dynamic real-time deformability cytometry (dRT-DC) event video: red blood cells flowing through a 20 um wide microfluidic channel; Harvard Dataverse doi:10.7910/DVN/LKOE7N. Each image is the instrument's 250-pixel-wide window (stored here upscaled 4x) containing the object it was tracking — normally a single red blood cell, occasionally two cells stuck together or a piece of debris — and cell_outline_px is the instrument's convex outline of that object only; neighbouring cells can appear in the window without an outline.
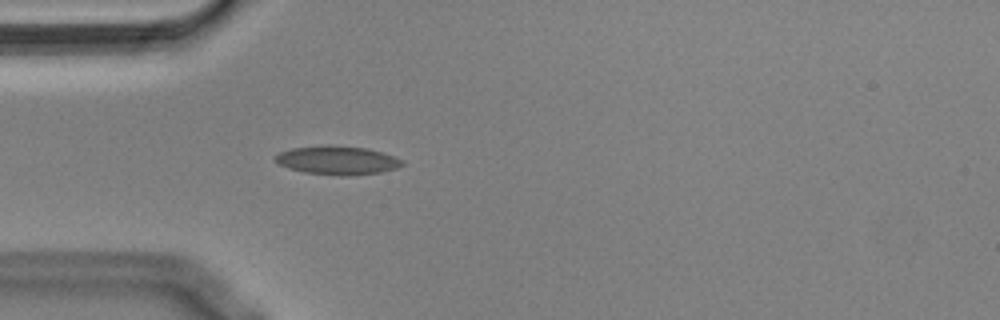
{"species": "Egyptian fruit bat (a non-hibernating species)", "species_latin": "Rousettus aegyptiacus", "temperature_condition": "cold", "stored_images_in_passage": 41, "camera_frame_rate_fps": 3000, "um_per_image_px": 0.085, "animal": {"sex": "male"}, "frame": {"image": 1, "passage_image": 1, "time_ms": 0.0, "image_size_px": [1000, 320], "cell_outline_px": [[404, 164], [396, 168], [380, 172], [348, 176], [340, 176], [304, 172], [288, 168], [276, 164], [272, 160], [272, 156], [280, 152], [292, 148], [320, 144], [328, 144], [364, 148], [380, 152], [404, 160]], "centroid_in_image_um": [28.58, 13.62], "position_along_channel_um": 56.4, "area_um2": 21.5}}
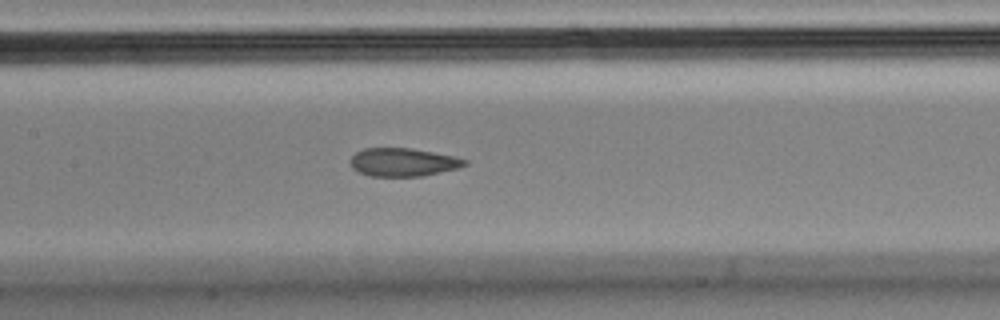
{"frame": {"image": 2, "passage_image": 11, "time_ms": 3.333, "image_size_px": [1000, 320], "cell_outline_px": [[468, 164], [456, 168], [424, 176], [368, 176], [352, 168], [348, 160], [356, 152], [364, 148], [412, 148], [452, 156], [468, 160]], "centroid_in_image_um": [34.22, 13.78], "position_along_channel_um": 173.2, "area_um2": 18.79}}
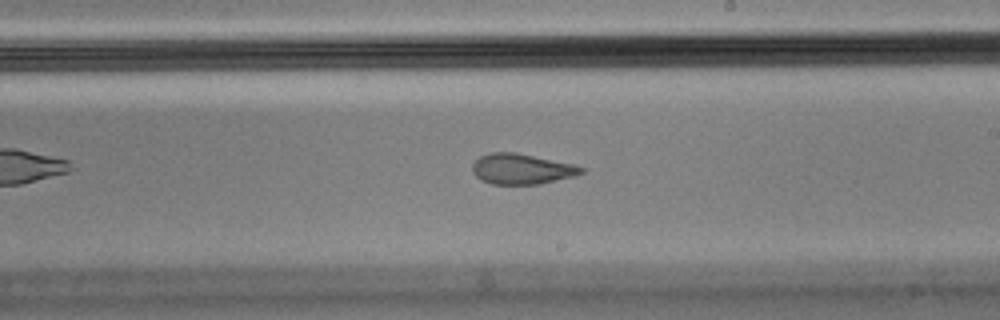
{"frame": {"image": 3, "passage_image": 17, "time_ms": 5.333, "image_size_px": [1000, 320], "cell_outline_px": [[584, 172], [576, 176], [540, 184], [492, 184], [480, 180], [472, 172], [472, 164], [480, 156], [492, 152], [516, 152], [572, 164], [584, 168]], "centroid_in_image_um": [44.33, 14.37], "position_along_channel_um": 244.7, "area_um2": 19.36}, "authors_computed_cell_mechanics": {"area_um2": 20.23, "velocity_mm_per_s": 3.5847, "shape_relaxation_time_tau1_ms": null, "shape_relaxation_time_tau2_ms": 1.6683, "deformation_change_tau1": null, "deformation_change_tau2": 0.0881}}